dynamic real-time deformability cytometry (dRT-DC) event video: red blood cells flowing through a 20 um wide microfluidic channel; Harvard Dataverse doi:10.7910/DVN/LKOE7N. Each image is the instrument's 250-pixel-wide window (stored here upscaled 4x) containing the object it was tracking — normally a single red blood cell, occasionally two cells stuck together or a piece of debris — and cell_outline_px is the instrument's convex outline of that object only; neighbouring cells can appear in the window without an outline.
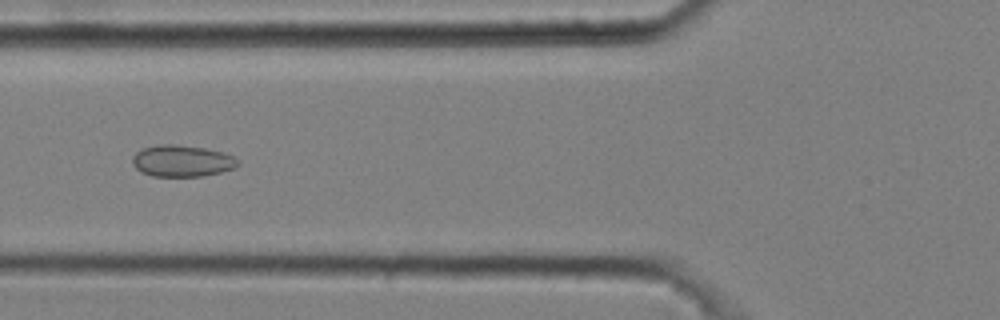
{"species": "common noctule bat (a hibernating species)", "species_latin": "Nyctalus noctula", "temperature_condition": "cold", "stored_images_in_passage": 5, "camera_frame_rate_fps": 3000, "um_per_image_px": 0.085, "animal": {"sex": "male", "body_mass_g": 20.4}, "frame": {"image": 1, "passage_image": 5, "time_ms": 1.333, "image_size_px": [1000, 320], "cell_outline_px": [[240, 164], [232, 168], [220, 172], [204, 176], [152, 176], [140, 172], [132, 164], [132, 156], [136, 152], [144, 148], [160, 144], [176, 144], [204, 148], [224, 152], [240, 160]], "centroid_in_image_um": [15.46, 13.68], "position_along_channel_um": 110.3, "area_um2": 19.48}}